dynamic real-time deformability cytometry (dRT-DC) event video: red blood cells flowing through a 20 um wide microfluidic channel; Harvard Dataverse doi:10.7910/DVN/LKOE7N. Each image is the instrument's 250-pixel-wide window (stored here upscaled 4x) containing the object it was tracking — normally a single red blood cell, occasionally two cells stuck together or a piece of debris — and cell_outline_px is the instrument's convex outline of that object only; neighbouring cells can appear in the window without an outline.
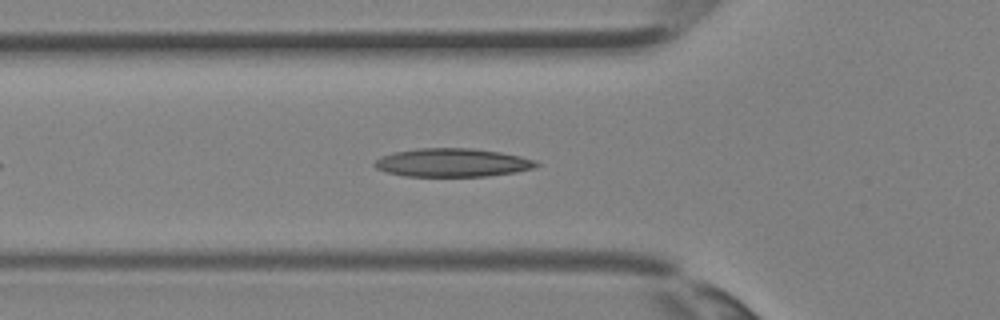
{"species": "Egyptian fruit bat (a non-hibernating species)", "species_latin": "Rousettus aegyptiacus", "temperature_condition": "room temperature", "stored_images_in_passage": 27, "camera_frame_rate_fps": 3000, "um_per_image_px": 0.085, "animal": {"sex": "female"}, "frame": {"image": 1, "passage_image": 5, "time_ms": 1.333, "image_size_px": [1000, 320], "cell_outline_px": [[540, 164], [532, 168], [512, 172], [488, 176], [404, 176], [388, 172], [376, 168], [372, 164], [380, 156], [392, 152], [416, 148], [472, 148], [500, 152], [520, 156], [536, 160]], "centroid_in_image_um": [38.41, 13.81], "position_along_channel_um": 87.4, "area_um2": 26.76}}
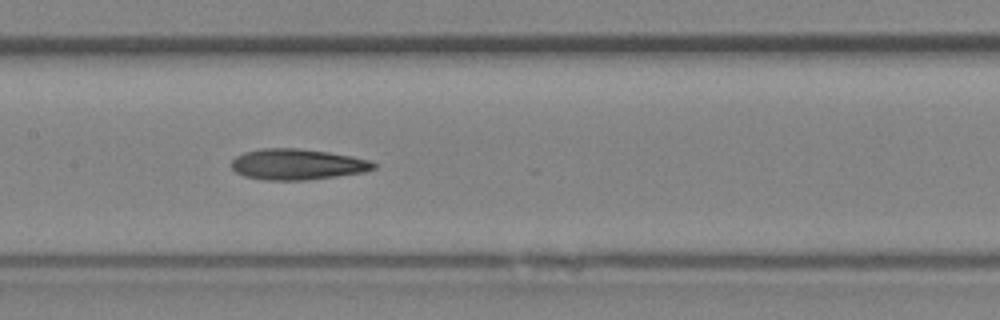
{"frame": {"image": 2, "passage_image": 10, "time_ms": 3.0, "image_size_px": [1000, 320], "cell_outline_px": [[376, 168], [364, 172], [336, 176], [304, 180], [268, 180], [244, 176], [236, 172], [232, 168], [232, 160], [236, 156], [244, 152], [260, 148], [300, 148], [328, 152], [352, 156], [372, 160], [376, 164]], "centroid_in_image_um": [25.29, 13.96], "position_along_channel_um": 182.1, "area_um2": 25.61}}
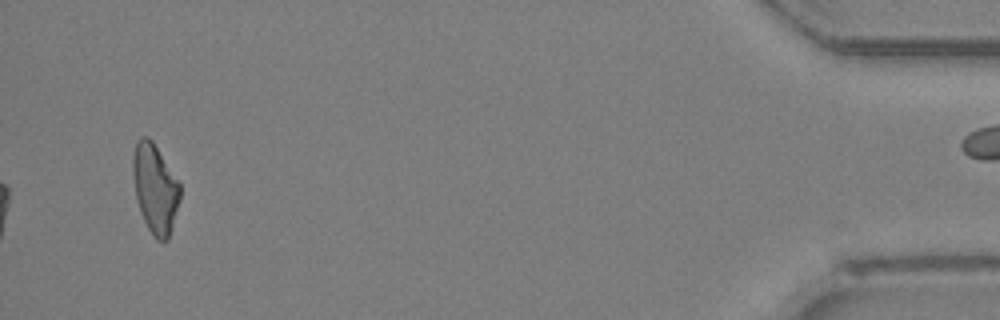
{"frame": {"image": 3, "passage_image": 27, "time_ms": 8.667, "image_size_px": [1000, 320], "cell_outline_px": [[180, 200], [172, 228], [168, 240], [156, 240], [148, 228], [140, 212], [136, 200], [132, 172], [132, 156], [136, 140], [140, 136], [148, 136], [152, 140], [180, 184]], "centroid_in_image_um": [13.16, 16.01], "position_along_channel_um": 422.0, "area_um2": 24.62}}